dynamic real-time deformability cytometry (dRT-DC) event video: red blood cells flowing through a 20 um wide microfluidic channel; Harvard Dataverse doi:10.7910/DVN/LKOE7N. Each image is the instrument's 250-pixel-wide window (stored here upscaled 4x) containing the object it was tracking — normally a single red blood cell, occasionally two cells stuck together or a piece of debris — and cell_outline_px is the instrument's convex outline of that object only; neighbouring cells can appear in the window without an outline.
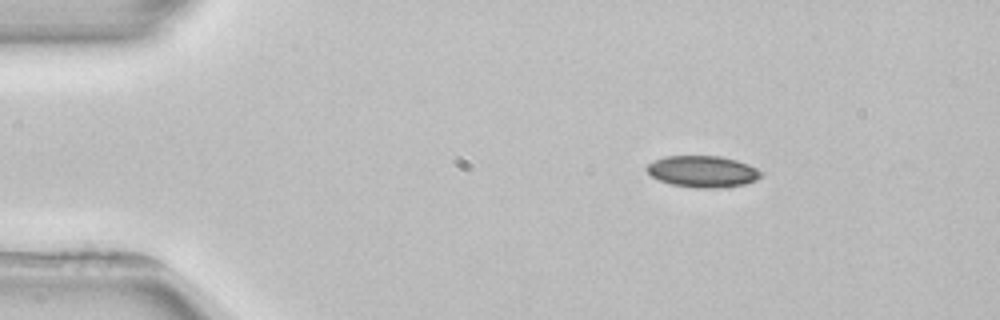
{"species": "common noctule bat (a hibernating species)", "species_latin": "Nyctalus noctula", "temperature_condition": "room temperature", "stored_images_in_passage": 3, "camera_frame_rate_fps": 3000, "um_per_image_px": 0.085, "animal": {"sex": "female", "body_mass_g": 22.7, "forearm_length_mm": 54.2}, "frame": {"image": 1, "passage_image": 1, "time_ms": 0.0, "image_size_px": [1000, 320], "cell_outline_px": [[764, 176], [756, 180], [744, 184], [720, 188], [696, 188], [672, 184], [660, 180], [652, 176], [644, 168], [652, 160], [664, 156], [720, 156], [736, 160], [748, 164], [764, 172]], "centroid_in_image_um": [59.74, 14.57], "position_along_channel_um": 25.3, "area_um2": 21.15}}